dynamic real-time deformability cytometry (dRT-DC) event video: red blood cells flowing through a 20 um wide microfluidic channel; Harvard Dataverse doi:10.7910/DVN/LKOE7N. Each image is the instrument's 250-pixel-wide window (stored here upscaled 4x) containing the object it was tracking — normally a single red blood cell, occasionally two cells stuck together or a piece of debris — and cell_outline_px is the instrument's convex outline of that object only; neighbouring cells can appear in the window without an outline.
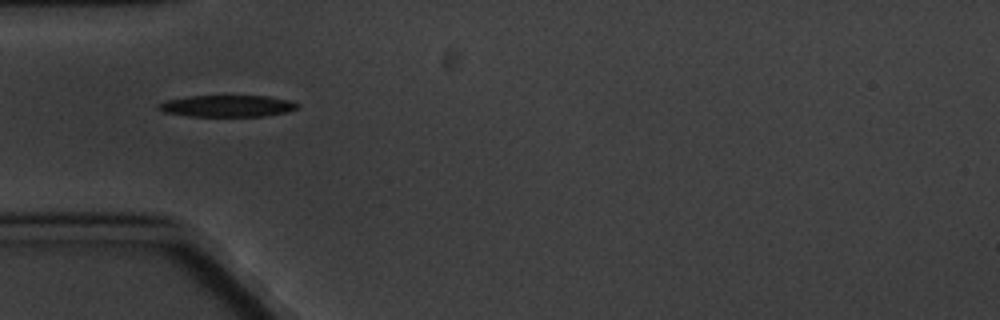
{"species": "common noctule bat (a hibernating species)", "species_latin": "Nyctalus noctula", "temperature_condition": "cold", "stored_images_in_passage": 6, "camera_frame_rate_fps": 3000, "um_per_image_px": 0.085, "animal": {"sex": "male", "body_mass_g": 20.1, "forearm_length_mm": 53.5}, "frame": {"image": 1, "passage_image": 1, "time_ms": 0.0, "image_size_px": [1000, 320], "cell_outline_px": [[300, 108], [288, 112], [268, 116], [188, 116], [164, 112], [156, 108], [156, 104], [164, 100], [188, 96], [268, 96], [288, 100], [300, 104]], "centroid_in_image_um": [19.31, 9.01], "position_along_channel_um": 65.7, "area_um2": 17.8}}
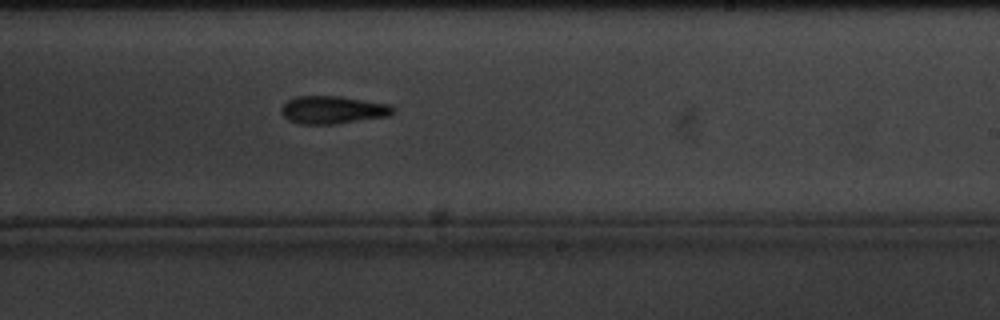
{"frame": {"image": 2, "passage_image": 6, "time_ms": 6.0, "image_size_px": [1000, 320], "cell_outline_px": [[396, 112], [388, 116], [332, 124], [300, 124], [288, 120], [280, 112], [280, 108], [288, 100], [296, 96], [340, 96], [388, 104], [396, 108]], "centroid_in_image_um": [28.28, 9.33], "position_along_channel_um": 260.7, "area_um2": 18.09}}